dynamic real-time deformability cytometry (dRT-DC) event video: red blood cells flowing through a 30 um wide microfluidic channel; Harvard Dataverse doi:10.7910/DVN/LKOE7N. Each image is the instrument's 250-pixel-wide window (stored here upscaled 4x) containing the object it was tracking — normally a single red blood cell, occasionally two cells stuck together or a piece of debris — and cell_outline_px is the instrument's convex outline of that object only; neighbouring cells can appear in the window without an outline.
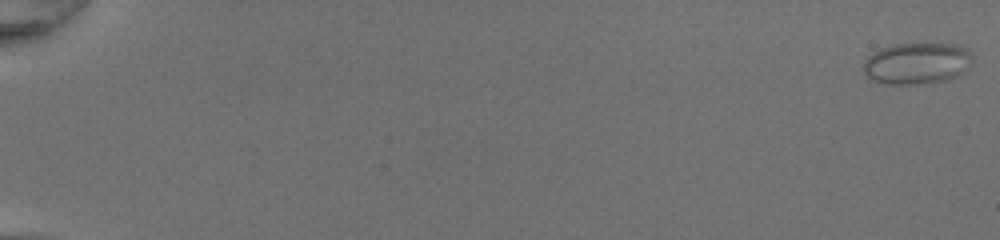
{"species": "common noctule bat (a hibernating species)", "species_latin": "Nyctalus noctula", "temperature_condition": "room temperature", "stored_images_in_passage": 51, "camera_frame_rate_fps": 3000, "um_per_image_px": 0.085, "animal": {"sex": "female", "body_mass_g": 20.0, "forearm_length_mm": 54.0}, "frame": {"image": 1, "passage_image": 1, "time_ms": 0.0, "image_size_px": [1000, 240], "cell_outline_px": [[972, 64], [964, 72], [948, 80], [928, 84], [888, 84], [876, 80], [868, 76], [864, 72], [864, 60], [872, 52], [880, 48], [896, 44], [956, 44], [968, 48], [972, 52]], "centroid_in_image_um": [77.99, 5.38], "position_along_channel_um": 7.0, "area_um2": 26.65}}
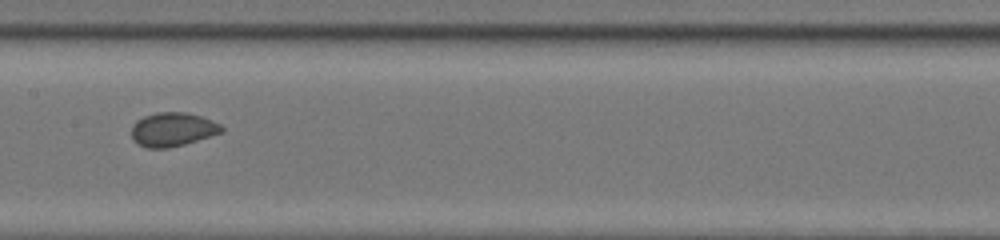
{"frame": {"image": 2, "passage_image": 29, "time_ms": 9.333, "image_size_px": [1000, 240], "cell_outline_px": [[224, 132], [184, 144], [168, 148], [148, 148], [132, 140], [132, 124], [136, 120], [144, 116], [156, 112], [188, 112], [200, 116], [220, 124], [224, 128]], "centroid_in_image_um": [14.67, 10.99], "position_along_channel_um": 192.7, "area_um2": 17.8}}
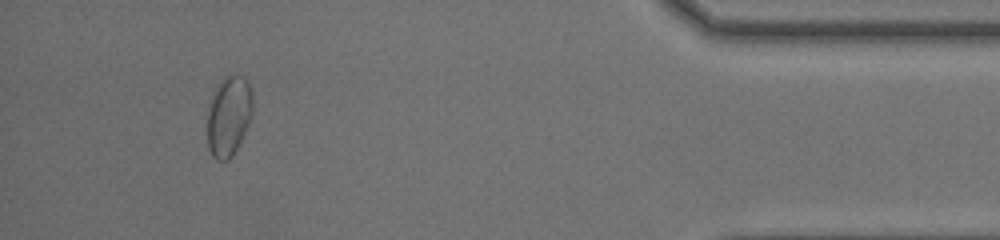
{"frame": {"image": 3, "passage_image": 48, "time_ms": 15.667, "image_size_px": [1000, 240], "cell_outline_px": [[252, 116], [232, 156], [228, 160], [216, 160], [212, 156], [208, 148], [208, 112], [216, 88], [224, 76], [244, 76], [248, 80], [252, 88]], "centroid_in_image_um": [19.46, 9.85], "position_along_channel_um": 415.7, "area_um2": 20.87}}